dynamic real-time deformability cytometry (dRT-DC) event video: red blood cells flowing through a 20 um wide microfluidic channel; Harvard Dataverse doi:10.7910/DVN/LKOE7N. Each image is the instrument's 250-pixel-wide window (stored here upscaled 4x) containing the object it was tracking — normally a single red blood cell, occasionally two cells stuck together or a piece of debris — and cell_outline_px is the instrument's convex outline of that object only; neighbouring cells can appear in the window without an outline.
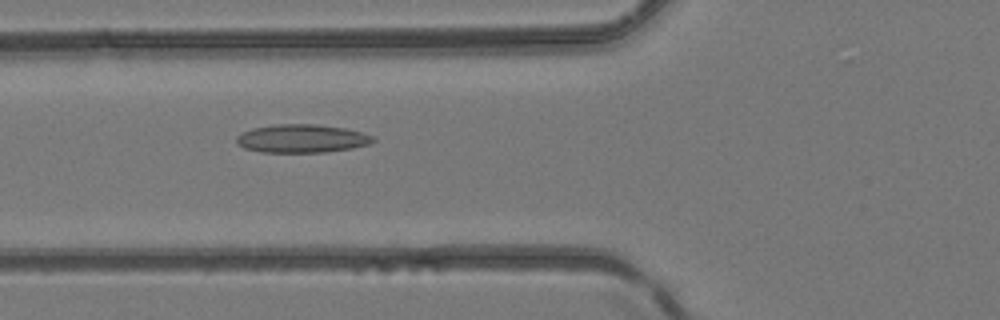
{"species": "common noctule bat (a hibernating species)", "species_latin": "Nyctalus noctula", "temperature_condition": "room temperature", "stored_images_in_passage": 49, "camera_frame_rate_fps": 3000, "um_per_image_px": 0.085, "animal": {"sex": "female", "body_mass_g": 24.6, "forearm_length_mm": 56.2}, "frame": {"image": 1, "passage_image": 19, "time_ms": 6.0, "image_size_px": [1000, 320], "cell_outline_px": [[376, 140], [368, 144], [352, 148], [324, 152], [260, 152], [244, 148], [236, 144], [236, 136], [240, 132], [252, 128], [276, 124], [316, 124], [344, 128], [360, 132], [372, 136]], "centroid_in_image_um": [25.59, 11.77], "position_along_channel_um": 100.2, "area_um2": 22.54}}
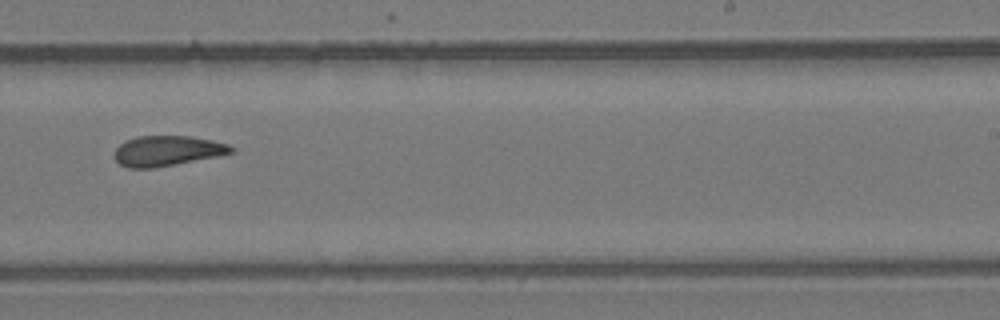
{"frame": {"image": 2, "passage_image": 31, "time_ms": 10.0, "image_size_px": [1000, 320], "cell_outline_px": [[236, 148], [232, 152], [220, 156], [152, 168], [128, 168], [120, 164], [116, 160], [116, 148], [124, 140], [136, 136], [188, 136], [212, 140], [228, 144]], "centroid_in_image_um": [14.23, 12.81], "position_along_channel_um": 274.8, "area_um2": 20.52}}
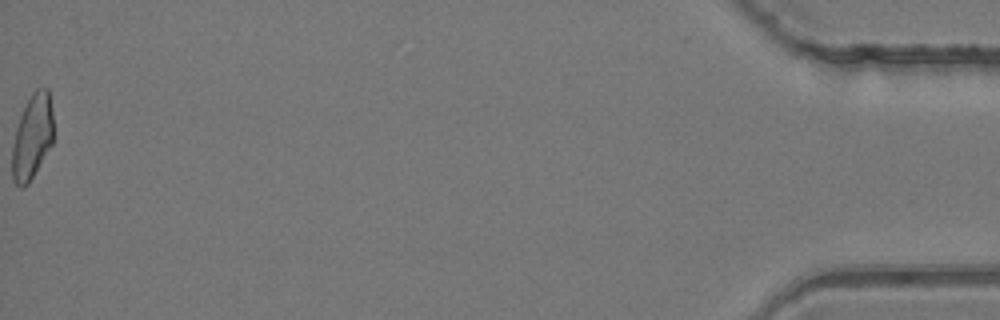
{"frame": {"image": 3, "passage_image": 49, "time_ms": 16.0, "image_size_px": [1000, 320], "cell_outline_px": [[52, 144], [28, 184], [20, 188], [12, 180], [12, 144], [16, 128], [20, 116], [32, 92], [36, 88], [48, 88], [52, 108]], "centroid_in_image_um": [2.73, 11.63], "position_along_channel_um": 432.5, "area_um2": 20.29}}